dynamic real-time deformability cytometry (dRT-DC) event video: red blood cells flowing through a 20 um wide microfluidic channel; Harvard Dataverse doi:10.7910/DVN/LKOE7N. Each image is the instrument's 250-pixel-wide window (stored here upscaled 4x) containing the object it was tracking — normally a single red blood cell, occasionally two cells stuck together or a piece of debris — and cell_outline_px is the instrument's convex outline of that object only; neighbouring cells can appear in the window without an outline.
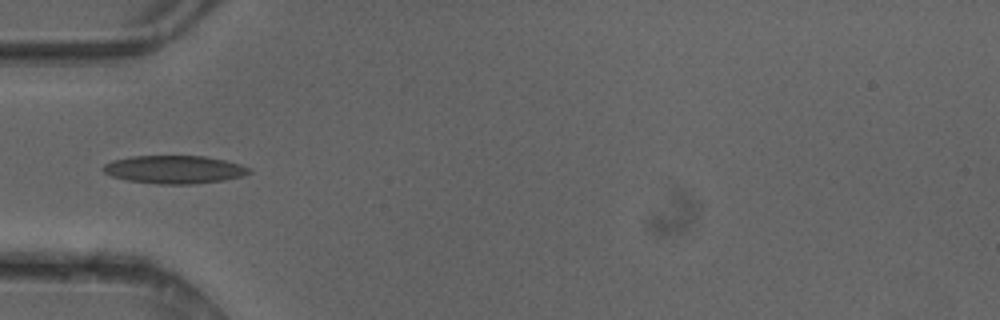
{"species": "common noctule bat (a hibernating species)", "species_latin": "Nyctalus noctula", "temperature_condition": "cold", "stored_images_in_passage": 34, "camera_frame_rate_fps": 3000, "um_per_image_px": 0.085, "animal": {"sex": "female"}, "frame": {"image": 1, "passage_image": 1, "time_ms": 0.0, "image_size_px": [1000, 320], "cell_outline_px": [[252, 172], [244, 176], [224, 180], [192, 184], [160, 184], [128, 180], [112, 176], [104, 172], [100, 168], [104, 164], [112, 160], [132, 156], [204, 156], [224, 160], [240, 164], [248, 168]], "centroid_in_image_um": [14.81, 14.4], "position_along_channel_um": 70.2, "area_um2": 23.81}}
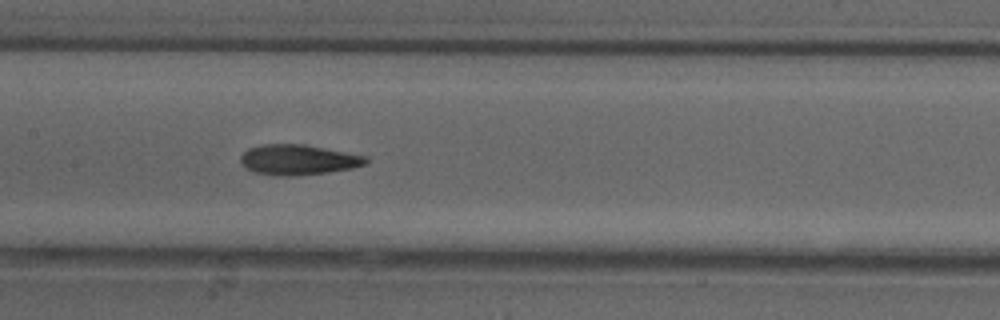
{"frame": {"image": 2, "passage_image": 9, "time_ms": 2.667, "image_size_px": [1000, 320], "cell_outline_px": [[368, 160], [364, 164], [352, 168], [328, 172], [296, 176], [284, 176], [256, 172], [248, 168], [240, 160], [240, 156], [248, 148], [264, 144], [304, 144], [368, 156]], "centroid_in_image_um": [25.37, 13.57], "position_along_channel_um": 182.0, "area_um2": 21.91}}
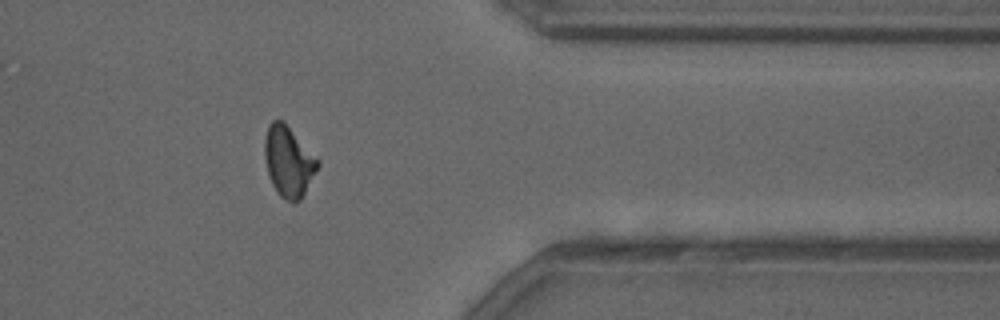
{"frame": {"image": 3, "passage_image": 25, "time_ms": 8.0, "image_size_px": [1000, 320], "cell_outline_px": [[320, 164], [300, 200], [284, 200], [276, 192], [272, 184], [268, 172], [264, 156], [264, 140], [268, 124], [272, 120], [284, 120], [320, 160]], "centroid_in_image_um": [24.52, 13.67], "position_along_channel_um": 386.9, "area_um2": 21.91}, "authors_computed_cell_mechanics": {"area_um2": 21.5305, "velocity_mm_per_s": 4.1518, "shape_relaxation_time_tau1_ms": null, "shape_relaxation_time_tau2_ms": 3.0137, "deformation_change_tau1": null, "deformation_change_tau2": 0.0946}}